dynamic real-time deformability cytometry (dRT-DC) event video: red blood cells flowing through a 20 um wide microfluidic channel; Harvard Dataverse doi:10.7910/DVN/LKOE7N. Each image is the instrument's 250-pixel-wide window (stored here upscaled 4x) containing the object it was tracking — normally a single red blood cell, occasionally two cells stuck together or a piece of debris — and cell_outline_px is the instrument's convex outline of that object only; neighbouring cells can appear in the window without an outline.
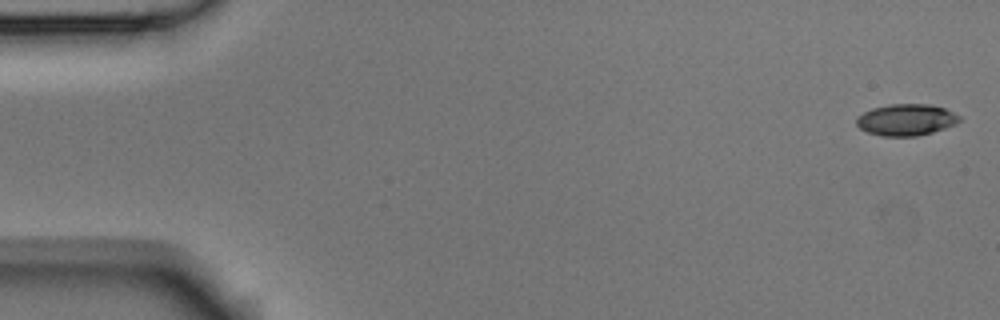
{"species": "Egyptian fruit bat (a non-hibernating species)", "species_latin": "Rousettus aegyptiacus", "temperature_condition": "room temperature", "stored_images_in_passage": 10, "camera_frame_rate_fps": 3000, "um_per_image_px": 0.085, "animal": {"sex": "male"}, "frame": {"image": 1, "passage_image": 1, "time_ms": 0.0, "image_size_px": [1000, 320], "cell_outline_px": [[960, 120], [956, 124], [932, 132], [916, 136], [880, 136], [868, 132], [860, 128], [856, 124], [856, 116], [872, 108], [888, 104], [928, 104], [944, 108], [960, 116]], "centroid_in_image_um": [76.99, 10.18], "position_along_channel_um": 8.0, "area_um2": 18.9}}
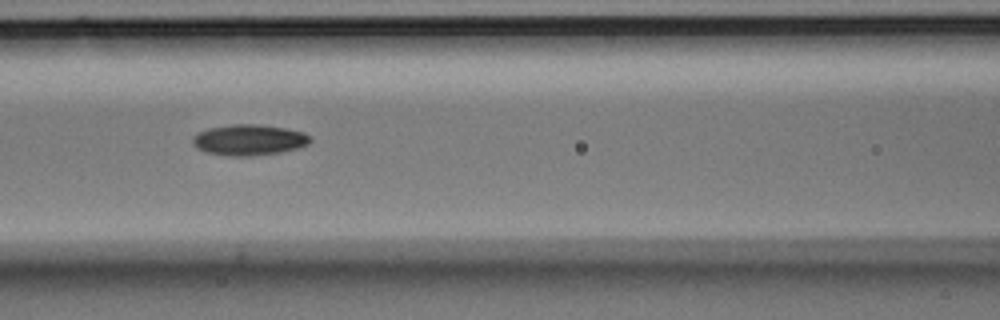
{"frame": {"image": 2, "passage_image": 6, "time_ms": 1.667, "image_size_px": [1000, 320], "cell_outline_px": [[312, 140], [308, 144], [296, 148], [280, 152], [248, 156], [232, 156], [204, 152], [196, 148], [192, 144], [192, 136], [196, 132], [208, 128], [232, 124], [260, 124], [284, 128], [304, 132]], "centroid_in_image_um": [21.1, 11.88], "position_along_channel_um": 145.5, "area_um2": 21.21}}
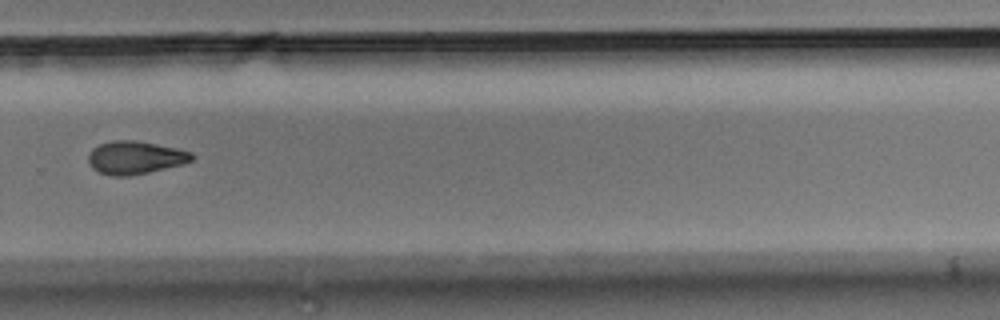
{"frame": {"image": 3, "passage_image": 10, "time_ms": 3.0, "image_size_px": [1000, 320], "cell_outline_px": [[196, 156], [192, 160], [184, 164], [132, 176], [112, 176], [100, 172], [92, 168], [88, 164], [88, 156], [92, 148], [100, 144], [112, 140], [136, 140], [176, 148], [192, 152]], "centroid_in_image_um": [11.5, 13.4], "position_along_channel_um": 318.3, "area_um2": 20.11}}